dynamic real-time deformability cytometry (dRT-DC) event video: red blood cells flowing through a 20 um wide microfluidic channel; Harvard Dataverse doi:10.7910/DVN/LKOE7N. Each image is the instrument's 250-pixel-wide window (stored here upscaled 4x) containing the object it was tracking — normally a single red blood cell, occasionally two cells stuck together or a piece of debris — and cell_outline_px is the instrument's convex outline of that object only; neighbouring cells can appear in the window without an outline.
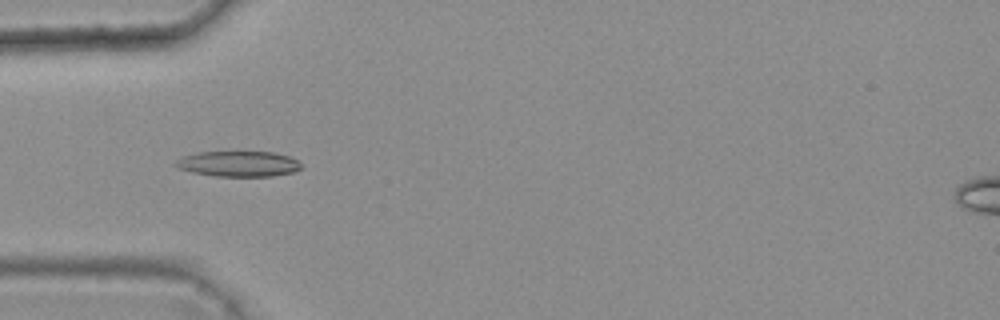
{"species": "common noctule bat (a hibernating species)", "species_latin": "Nyctalus noctula", "temperature_condition": "warm", "stored_images_in_passage": 2, "camera_frame_rate_fps": 3000, "um_per_image_px": 0.085, "animal": {"sex": "female", "body_mass_g": 25.1}, "frame": {"image": 1, "passage_image": 2, "time_ms": 0.333, "image_size_px": [1000, 320], "cell_outline_px": [[300, 168], [296, 172], [272, 176], [216, 176], [192, 172], [180, 168], [172, 164], [176, 160], [184, 156], [196, 152], [276, 152], [288, 156], [296, 160], [300, 164]], "centroid_in_image_um": [20.26, 13.92], "position_along_channel_um": 64.7, "area_um2": 18.61}}